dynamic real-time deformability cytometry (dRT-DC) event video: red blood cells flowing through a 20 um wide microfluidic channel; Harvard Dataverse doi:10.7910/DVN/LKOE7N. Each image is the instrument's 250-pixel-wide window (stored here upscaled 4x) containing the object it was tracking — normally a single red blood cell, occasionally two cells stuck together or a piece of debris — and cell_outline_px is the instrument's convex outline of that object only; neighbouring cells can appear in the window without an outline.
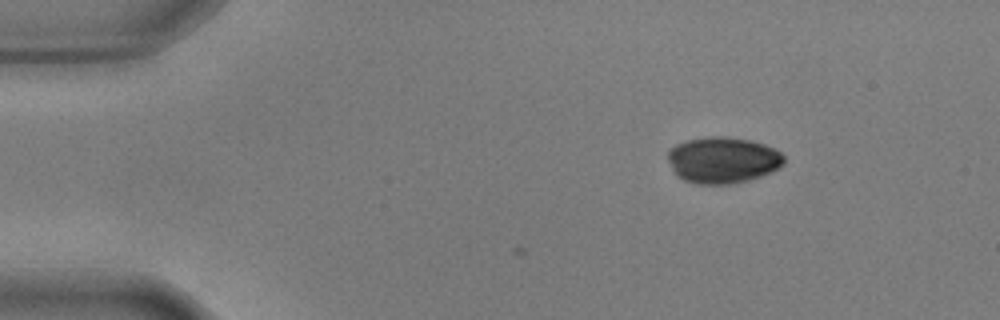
{"species": "common noctule bat (a hibernating species)", "species_latin": "Nyctalus noctula", "temperature_condition": "warm", "stored_images_in_passage": 5, "camera_frame_rate_fps": 3000, "um_per_image_px": 0.085, "animal": {"sex": "male", "body_mass_g": 17.9, "forearm_length_mm": 54.2}, "frame": {"image": 1, "passage_image": 5, "time_ms": 1.333, "image_size_px": [1000, 320], "cell_outline_px": [[784, 164], [760, 176], [748, 180], [732, 184], [696, 184], [684, 180], [676, 176], [668, 160], [668, 152], [676, 144], [688, 140], [712, 136], [724, 136], [752, 140], [764, 144], [780, 152], [784, 156]], "centroid_in_image_um": [61.42, 13.61], "position_along_channel_um": 23.6, "area_um2": 31.21}}